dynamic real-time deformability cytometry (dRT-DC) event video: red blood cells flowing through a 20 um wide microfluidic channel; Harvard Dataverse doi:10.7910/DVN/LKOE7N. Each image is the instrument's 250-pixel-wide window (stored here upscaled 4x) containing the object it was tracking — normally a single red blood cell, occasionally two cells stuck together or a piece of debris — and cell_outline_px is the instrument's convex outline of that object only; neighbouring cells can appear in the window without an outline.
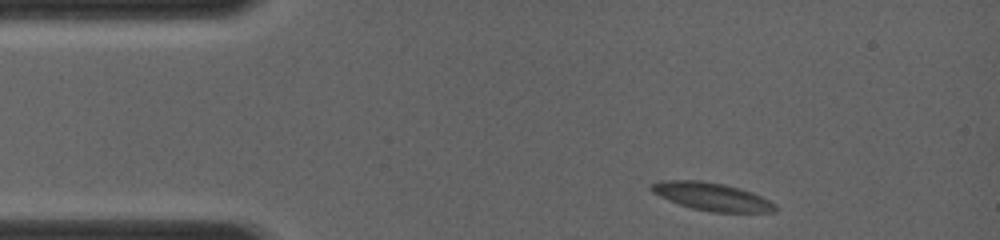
{"species": "common noctule bat (a hibernating species)", "species_latin": "Nyctalus noctula", "temperature_condition": "room temperature", "stored_images_in_passage": 3, "camera_frame_rate_fps": 4000, "um_per_image_px": 0.085, "animal": {"sex": "female", "body_mass_g": 19.0, "forearm_length_mm": 56.7}, "frame": {"image": 1, "passage_image": 1, "time_ms": 0.0, "image_size_px": [1000, 240], "cell_outline_px": [[776, 212], [712, 212], [692, 208], [668, 200], [652, 192], [648, 188], [652, 184], [664, 180], [700, 180], [724, 184], [740, 188], [752, 192], [776, 204]], "centroid_in_image_um": [60.5, 16.71], "position_along_channel_um": 24.5, "area_um2": 20.06}}